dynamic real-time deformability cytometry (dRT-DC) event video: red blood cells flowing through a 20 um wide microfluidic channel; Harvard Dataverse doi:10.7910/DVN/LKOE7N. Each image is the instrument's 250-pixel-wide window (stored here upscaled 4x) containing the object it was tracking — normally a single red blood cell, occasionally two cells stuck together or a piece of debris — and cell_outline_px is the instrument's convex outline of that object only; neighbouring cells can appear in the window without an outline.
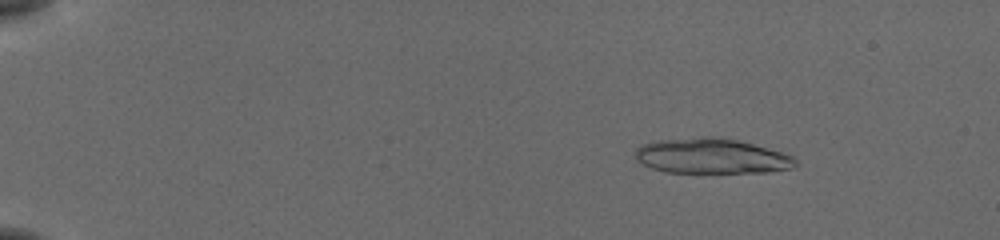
{"species": "common noctule bat (a hibernating species)", "species_latin": "Nyctalus noctula", "temperature_condition": "cold", "stored_images_in_passage": 57, "camera_frame_rate_fps": 3000, "um_per_image_px": 0.085, "animal": {"sex": "female", "body_mass_g": 19.5, "forearm_length_mm": 54.1}, "frame": {"image": 1, "passage_image": 9, "time_ms": 2.667, "image_size_px": [1000, 240], "cell_outline_px": [[796, 164], [792, 168], [768, 172], [664, 172], [652, 168], [636, 160], [632, 156], [636, 148], [640, 144], [660, 140], [700, 136], [712, 136], [736, 140], [752, 144], [780, 152], [792, 156], [796, 160]], "centroid_in_image_um": [60.4, 13.26], "position_along_channel_um": 24.6, "area_um2": 32.77}}
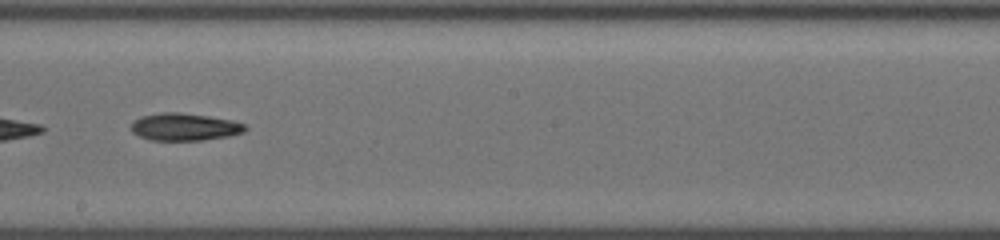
{"frame": {"image": 2, "passage_image": 35, "time_ms": 11.333, "image_size_px": [1000, 240], "cell_outline_px": [[248, 128], [244, 132], [228, 136], [204, 140], [152, 140], [140, 136], [132, 132], [132, 120], [140, 116], [160, 112], [180, 112], [208, 116], [232, 120], [244, 124]], "centroid_in_image_um": [15.68, 10.77], "position_along_channel_um": 232.5, "area_um2": 18.26}}
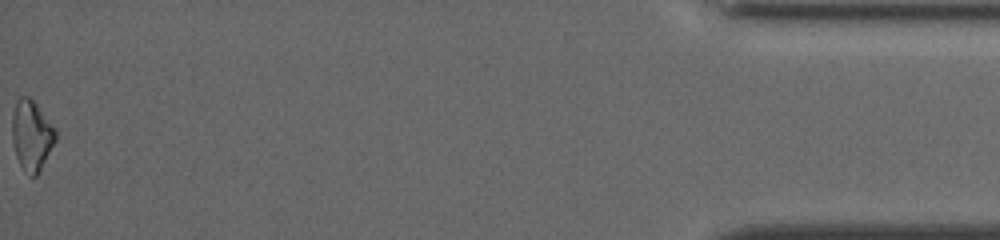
{"frame": {"image": 3, "passage_image": 57, "time_ms": 18.667, "image_size_px": [1000, 240], "cell_outline_px": [[56, 140], [36, 176], [32, 176], [24, 172], [16, 156], [12, 140], [12, 116], [16, 100], [20, 96], [28, 96], [36, 104], [56, 128]], "centroid_in_image_um": [2.68, 11.49], "position_along_channel_um": 432.5, "area_um2": 17.69}, "authors_computed_cell_mechanics": {"area_um2": 18.5538, "velocity_mm_per_s": 3.8376, "shape_relaxation_time_tau1_ms": 9.5427, "shape_relaxation_time_tau2_ms": null, "deformation_change_tau1": 0.1995, "deformation_change_tau2": null}}